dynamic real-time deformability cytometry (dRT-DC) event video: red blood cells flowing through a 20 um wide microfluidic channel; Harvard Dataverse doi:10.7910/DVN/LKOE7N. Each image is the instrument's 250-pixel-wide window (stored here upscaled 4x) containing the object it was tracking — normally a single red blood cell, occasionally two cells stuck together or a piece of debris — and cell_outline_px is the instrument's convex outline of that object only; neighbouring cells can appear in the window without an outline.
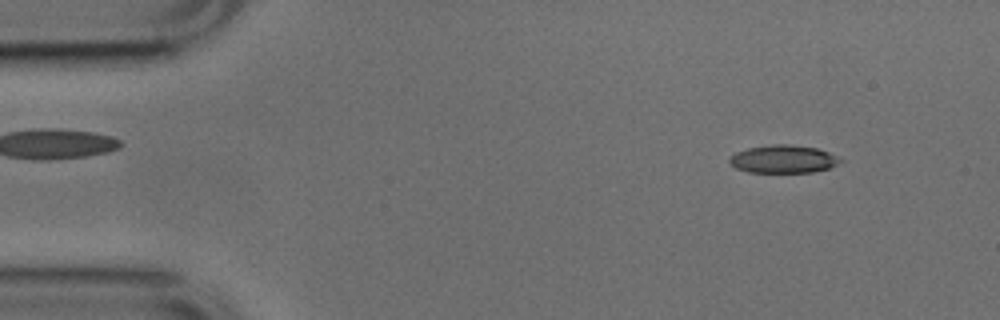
{"species": "common noctule bat (a hibernating species)", "species_latin": "Nyctalus noctula", "temperature_condition": "cold", "stored_images_in_passage": 51, "camera_frame_rate_fps": 3000, "um_per_image_px": 0.085, "animal": {"sex": "male", "body_mass_g": 17.9, "forearm_length_mm": 54.2}, "frame": {"image": 1, "passage_image": 5, "time_ms": 1.333, "image_size_px": [1000, 320], "cell_outline_px": [[844, 160], [828, 168], [812, 172], [748, 172], [736, 168], [728, 160], [736, 152], [748, 148], [772, 144], [788, 144], [816, 148], [828, 152]], "centroid_in_image_um": [66.57, 13.52], "position_along_channel_um": 18.4, "area_um2": 17.8}}
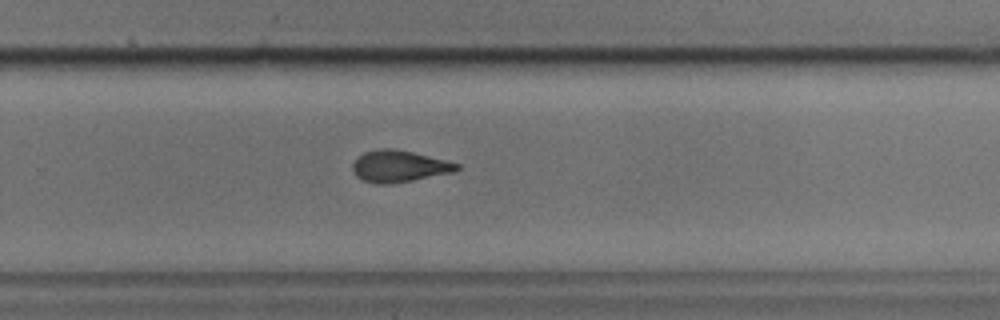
{"frame": {"image": 2, "passage_image": 33, "time_ms": 10.667, "image_size_px": [1000, 320], "cell_outline_px": [[460, 168], [456, 172], [392, 184], [376, 184], [364, 180], [356, 176], [352, 168], [352, 164], [364, 152], [380, 148], [392, 148], [412, 152], [460, 164]], "centroid_in_image_um": [33.94, 14.14], "position_along_channel_um": 295.9, "area_um2": 19.19}}
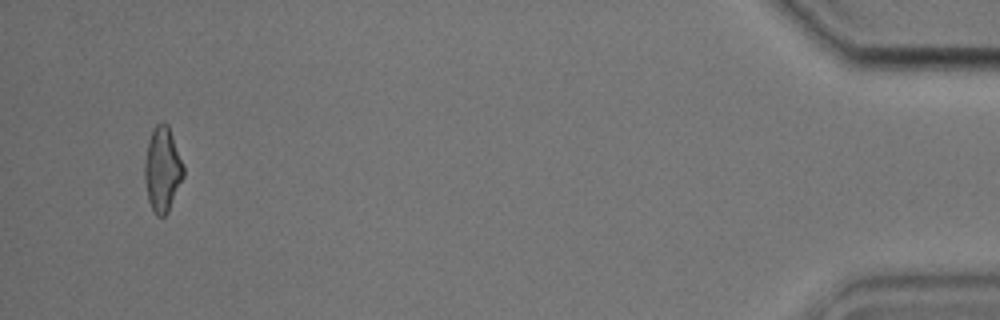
{"frame": {"image": 3, "passage_image": 49, "time_ms": 16.0, "image_size_px": [1000, 320], "cell_outline_px": [[184, 176], [168, 212], [164, 216], [156, 216], [148, 200], [144, 180], [144, 160], [148, 140], [152, 128], [156, 124], [164, 120], [168, 124], [184, 164]], "centroid_in_image_um": [13.8, 14.35], "position_along_channel_um": 421.4, "area_um2": 19.54}, "authors_computed_cell_mechanics": {"area_um2": 19.1318, "velocity_mm_per_s": 3.857, "shape_relaxation_time_tau1_ms": 4.807, "shape_relaxation_time_tau2_ms": 3.4214, "deformation_change_tau1": 0.1328, "deformation_change_tau2": 0.1072}}